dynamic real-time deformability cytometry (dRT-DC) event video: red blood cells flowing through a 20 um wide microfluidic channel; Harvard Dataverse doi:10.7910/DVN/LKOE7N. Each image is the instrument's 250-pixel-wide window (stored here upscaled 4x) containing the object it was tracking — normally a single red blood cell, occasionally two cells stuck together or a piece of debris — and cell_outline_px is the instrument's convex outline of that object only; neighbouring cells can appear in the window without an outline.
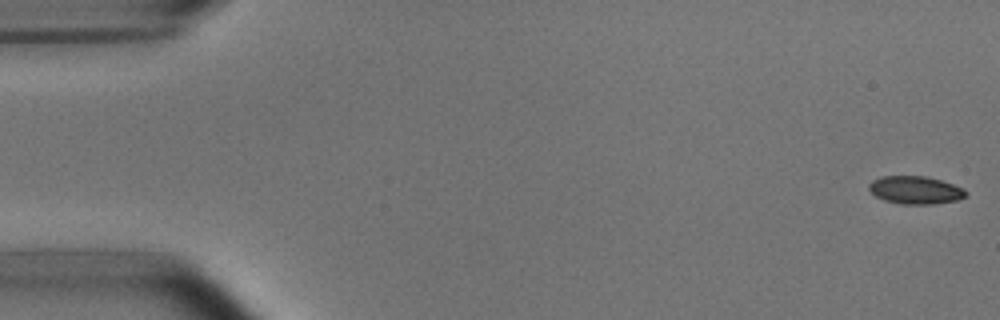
{"species": "common noctule bat (a hibernating species)", "species_latin": "Nyctalus noctula", "temperature_condition": "room temperature", "stored_images_in_passage": 53, "camera_frame_rate_fps": 3000, "um_per_image_px": 0.085, "animal": {"sex": "male", "body_mass_g": 15.6}, "frame": {"image": 1, "passage_image": 1, "time_ms": 0.0, "image_size_px": [1000, 320], "cell_outline_px": [[968, 192], [964, 196], [956, 200], [932, 204], [904, 204], [884, 200], [876, 196], [868, 188], [868, 184], [872, 180], [880, 176], [924, 176], [940, 180], [964, 188]], "centroid_in_image_um": [77.78, 16.14], "position_along_channel_um": 7.2, "area_um2": 15.61}}
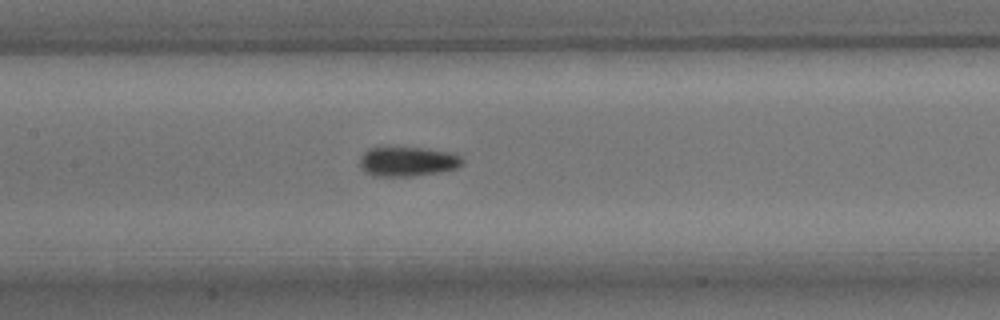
{"frame": {"image": 2, "passage_image": 25, "time_ms": 8.0, "image_size_px": [1000, 320], "cell_outline_px": [[464, 164], [456, 168], [440, 172], [412, 176], [372, 176], [364, 172], [360, 168], [360, 156], [368, 148], [424, 148], [452, 152], [460, 156], [464, 160]], "centroid_in_image_um": [34.65, 13.74], "position_along_channel_um": 172.8, "area_um2": 17.8}}
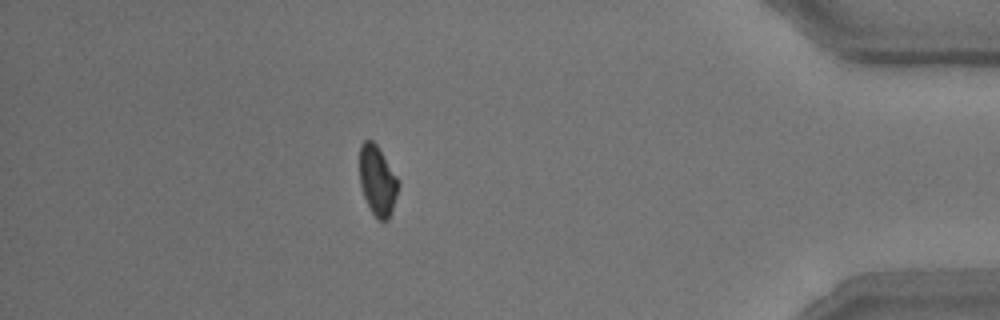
{"frame": {"image": 3, "passage_image": 47, "time_ms": 15.333, "image_size_px": [1000, 320], "cell_outline_px": [[400, 184], [392, 212], [388, 220], [380, 220], [372, 212], [364, 196], [360, 184], [360, 144], [364, 140], [372, 140], [376, 144], [400, 180]], "centroid_in_image_um": [32.11, 15.34], "position_along_channel_um": 403.1, "area_um2": 15.78}, "authors_computed_cell_mechanics": {"area_um2": 16.5886, "velocity_mm_per_s": 3.7463, "shape_relaxation_time_tau1_ms": 6.2625, "shape_relaxation_time_tau2_ms": null, "deformation_change_tau1": 0.1346, "deformation_change_tau2": null}}